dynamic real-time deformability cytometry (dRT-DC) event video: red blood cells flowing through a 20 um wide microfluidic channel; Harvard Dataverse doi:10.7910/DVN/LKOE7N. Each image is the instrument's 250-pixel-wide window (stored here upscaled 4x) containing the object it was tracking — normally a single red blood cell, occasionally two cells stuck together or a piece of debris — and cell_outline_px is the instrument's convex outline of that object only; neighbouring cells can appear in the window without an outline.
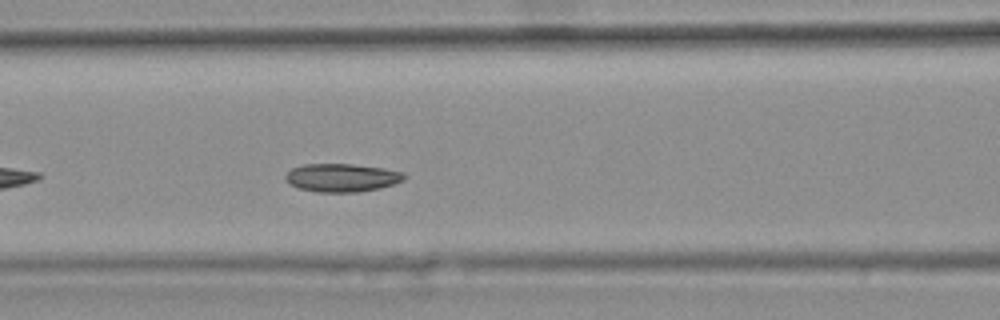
{"species": "common noctule bat (a hibernating species)", "species_latin": "Nyctalus noctula", "temperature_condition": "warm", "stored_images_in_passage": 30, "camera_frame_rate_fps": 3000, "um_per_image_px": 0.085, "animal": {"sex": "female", "body_mass_g": 25.1}, "frame": {"image": 1, "passage_image": 9, "time_ms": 2.667, "image_size_px": [1000, 320], "cell_outline_px": [[408, 176], [404, 180], [396, 184], [380, 188], [360, 192], [316, 192], [300, 188], [288, 184], [284, 180], [284, 176], [292, 168], [304, 164], [352, 164], [384, 168], [404, 172]], "centroid_in_image_um": [29.08, 15.11], "position_along_channel_um": 137.5, "area_um2": 19.83}}
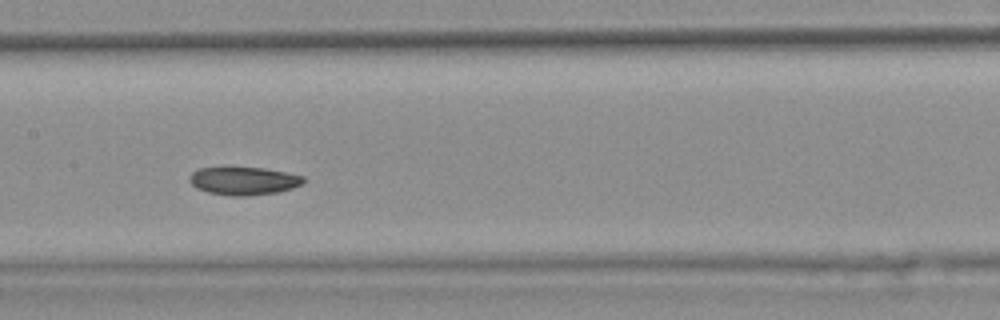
{"frame": {"image": 2, "passage_image": 13, "time_ms": 4.0, "image_size_px": [1000, 320], "cell_outline_px": [[304, 180], [300, 184], [292, 188], [276, 192], [248, 196], [232, 196], [208, 192], [196, 188], [188, 180], [188, 176], [196, 168], [224, 164], [264, 168], [304, 176]], "centroid_in_image_um": [20.59, 15.31], "position_along_channel_um": 186.8, "area_um2": 19.42}, "authors_computed_cell_mechanics": {"area_um2": 19.2474, "velocity_mm_per_s": 3.7013, "shape_relaxation_time_tau1_ms": 7.3232, "shape_relaxation_time_tau2_ms": null, "deformation_change_tau1": 0.1065, "deformation_change_tau2": null}}